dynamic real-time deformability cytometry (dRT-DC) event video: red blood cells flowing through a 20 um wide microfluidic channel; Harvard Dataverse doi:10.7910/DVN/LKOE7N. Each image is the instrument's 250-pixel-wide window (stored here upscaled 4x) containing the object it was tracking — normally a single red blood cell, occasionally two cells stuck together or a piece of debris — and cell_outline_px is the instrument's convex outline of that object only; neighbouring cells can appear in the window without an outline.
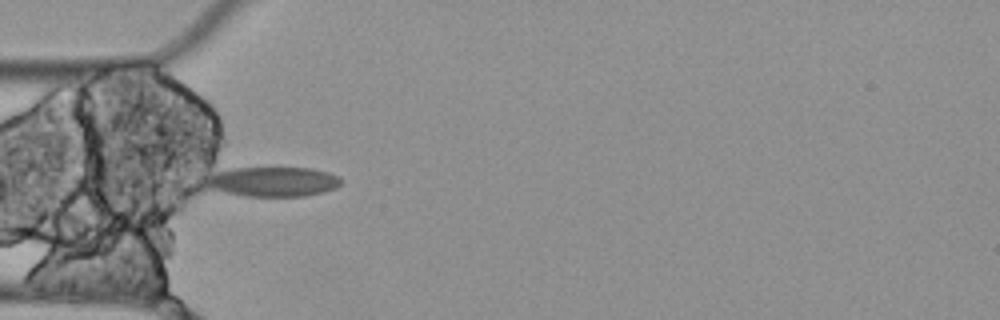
{"species": "Egyptian fruit bat (a non-hibernating species)", "species_latin": "Rousettus aegyptiacus", "temperature_condition": "cold", "stored_images_in_passage": 8, "camera_frame_rate_fps": 3000, "um_per_image_px": 0.085, "animal": {"sex": "female"}, "frame": {"image": 1, "passage_image": 3, "time_ms": 0.667, "image_size_px": [1000, 320], "cell_outline_px": [[340, 184], [336, 188], [304, 196], [244, 196], [204, 188], [208, 180], [216, 172], [232, 168], [312, 168], [328, 172], [340, 176]], "centroid_in_image_um": [23.2, 15.44], "position_along_channel_um": 61.8, "area_um2": 23.24}}
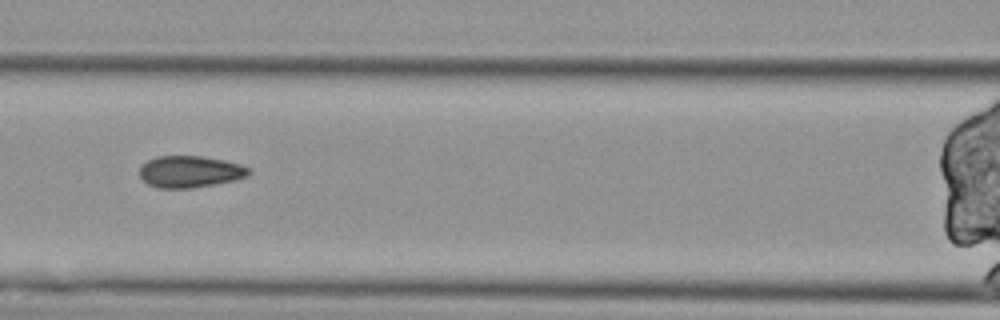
{"frame": {"image": 2, "passage_image": 5, "time_ms": 1.333, "image_size_px": [1000, 320], "cell_outline_px": [[252, 172], [248, 176], [236, 180], [192, 188], [156, 188], [148, 184], [140, 176], [140, 164], [156, 156], [200, 156], [224, 160], [240, 164], [248, 168]], "centroid_in_image_um": [16.14, 14.59], "position_along_channel_um": 150.5, "area_um2": 20.29}}
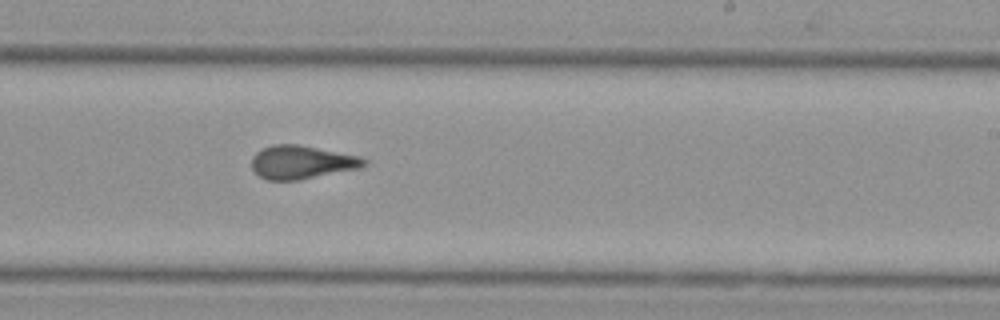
{"frame": {"image": 3, "passage_image": 8, "time_ms": 2.333, "image_size_px": [1000, 320], "cell_outline_px": [[368, 164], [364, 168], [300, 180], [268, 180], [260, 176], [252, 168], [252, 156], [256, 152], [272, 144], [296, 144], [360, 156], [368, 160]], "centroid_in_image_um": [25.71, 13.8], "position_along_channel_um": 263.3, "area_um2": 22.08}}